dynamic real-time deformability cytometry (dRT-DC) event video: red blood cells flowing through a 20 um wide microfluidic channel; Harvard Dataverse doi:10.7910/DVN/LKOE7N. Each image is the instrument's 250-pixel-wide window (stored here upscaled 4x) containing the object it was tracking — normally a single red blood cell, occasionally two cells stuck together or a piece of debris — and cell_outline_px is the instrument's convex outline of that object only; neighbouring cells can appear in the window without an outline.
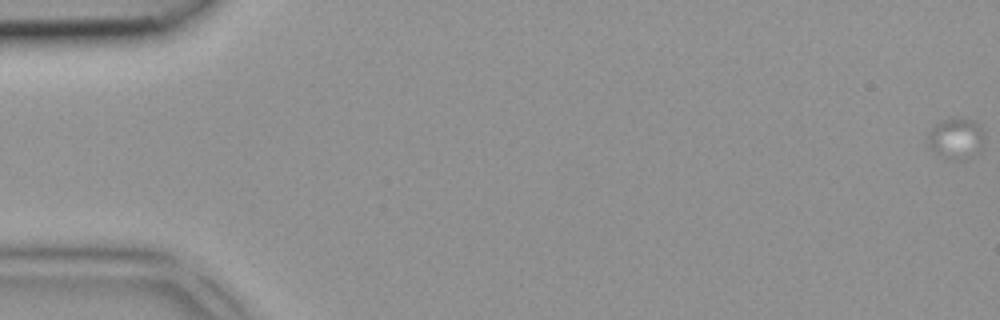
{"species": "common noctule bat (a hibernating species)", "species_latin": "Nyctalus noctula", "temperature_condition": "room temperature", "stored_images_in_passage": 3, "segment_of_instrument_passage": [2, 2], "camera_frame_rate_fps": 3000, "um_per_image_px": 0.085, "animal": {"sex": "female", "body_mass_g": 18.4}, "frame": {"image": 1, "passage_image": 3, "time_ms": 0.667, "image_size_px": [1000, 320], "cell_outline_px": [[984, 136], [980, 144], [952, 160], [936, 152], [928, 144], [928, 132], [940, 120], [948, 116], [956, 116], [972, 120], [984, 132]], "centroid_in_image_um": [81.15, 11.61], "position_along_channel_um": 3.9, "area_um2": 12.37}}